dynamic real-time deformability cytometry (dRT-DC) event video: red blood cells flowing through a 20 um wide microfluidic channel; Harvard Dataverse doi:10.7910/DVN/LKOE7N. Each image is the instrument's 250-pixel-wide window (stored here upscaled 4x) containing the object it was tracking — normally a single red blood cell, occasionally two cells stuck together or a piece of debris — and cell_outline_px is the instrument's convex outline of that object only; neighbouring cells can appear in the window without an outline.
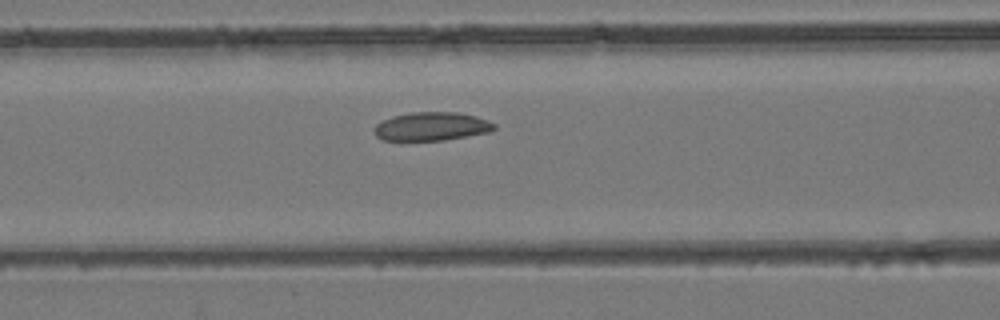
{"species": "common noctule bat (a hibernating species)", "species_latin": "Nyctalus noctula", "temperature_condition": "room temperature", "stored_images_in_passage": 43, "camera_frame_rate_fps": 3000, "um_per_image_px": 0.085, "animal": {"sex": "female", "body_mass_g": 24.6, "forearm_length_mm": 56.2}, "frame": {"image": 1, "passage_image": 17, "time_ms": 5.333, "image_size_px": [1000, 320], "cell_outline_px": [[496, 128], [488, 132], [468, 136], [444, 140], [380, 140], [376, 136], [376, 124], [392, 116], [412, 112], [456, 112], [476, 116], [488, 120], [496, 124]], "centroid_in_image_um": [36.71, 10.74], "position_along_channel_um": 129.9, "area_um2": 19.83}}
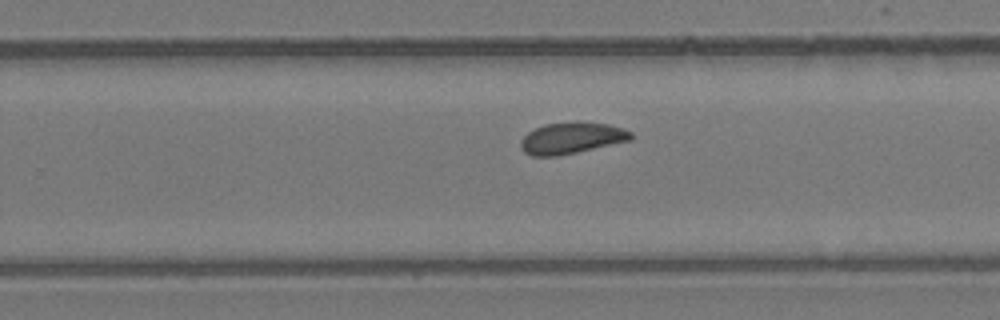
{"frame": {"image": 2, "passage_image": 27, "time_ms": 8.667, "image_size_px": [1000, 320], "cell_outline_px": [[632, 140], [576, 152], [556, 156], [532, 156], [524, 152], [520, 148], [520, 140], [528, 132], [544, 124], [608, 124], [624, 128], [632, 132]], "centroid_in_image_um": [48.56, 11.77], "position_along_channel_um": 281.2, "area_um2": 19.54}}
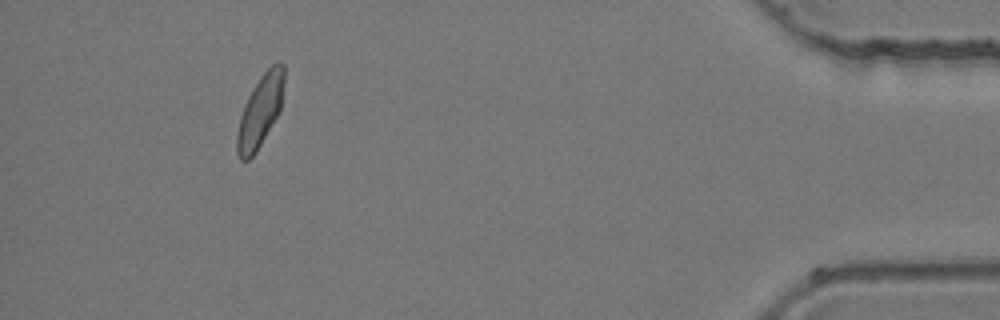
{"frame": {"image": 3, "passage_image": 40, "time_ms": 13.0, "image_size_px": [1000, 320], "cell_outline_px": [[284, 84], [280, 112], [256, 152], [248, 160], [240, 160], [236, 152], [236, 136], [240, 116], [244, 104], [252, 88], [260, 76], [272, 64], [280, 60], [284, 64]], "centroid_in_image_um": [22.12, 9.42], "position_along_channel_um": 413.1, "area_um2": 19.94}}